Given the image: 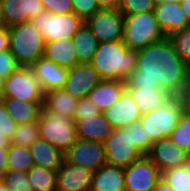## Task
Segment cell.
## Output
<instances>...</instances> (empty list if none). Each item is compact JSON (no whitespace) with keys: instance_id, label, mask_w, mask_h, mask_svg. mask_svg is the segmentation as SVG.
<instances>
[{"instance_id":"cell-32","label":"cell","mask_w":190,"mask_h":191,"mask_svg":"<svg viewBox=\"0 0 190 191\" xmlns=\"http://www.w3.org/2000/svg\"><path fill=\"white\" fill-rule=\"evenodd\" d=\"M161 179L174 191H190V176L186 165L163 171Z\"/></svg>"},{"instance_id":"cell-8","label":"cell","mask_w":190,"mask_h":191,"mask_svg":"<svg viewBox=\"0 0 190 191\" xmlns=\"http://www.w3.org/2000/svg\"><path fill=\"white\" fill-rule=\"evenodd\" d=\"M107 164L126 168L144 155L134 146L130 126L114 129L103 142Z\"/></svg>"},{"instance_id":"cell-18","label":"cell","mask_w":190,"mask_h":191,"mask_svg":"<svg viewBox=\"0 0 190 191\" xmlns=\"http://www.w3.org/2000/svg\"><path fill=\"white\" fill-rule=\"evenodd\" d=\"M110 125L114 128H123L138 122L142 114L127 90L120 99L104 112Z\"/></svg>"},{"instance_id":"cell-21","label":"cell","mask_w":190,"mask_h":191,"mask_svg":"<svg viewBox=\"0 0 190 191\" xmlns=\"http://www.w3.org/2000/svg\"><path fill=\"white\" fill-rule=\"evenodd\" d=\"M77 138L103 143L114 128L110 125L104 112L94 116L84 117L75 122Z\"/></svg>"},{"instance_id":"cell-4","label":"cell","mask_w":190,"mask_h":191,"mask_svg":"<svg viewBox=\"0 0 190 191\" xmlns=\"http://www.w3.org/2000/svg\"><path fill=\"white\" fill-rule=\"evenodd\" d=\"M123 26L122 41L129 49L139 50L166 37L157 24L154 11L124 16Z\"/></svg>"},{"instance_id":"cell-26","label":"cell","mask_w":190,"mask_h":191,"mask_svg":"<svg viewBox=\"0 0 190 191\" xmlns=\"http://www.w3.org/2000/svg\"><path fill=\"white\" fill-rule=\"evenodd\" d=\"M78 99L63 88L52 89L44 93L43 108L50 113H57L72 118Z\"/></svg>"},{"instance_id":"cell-35","label":"cell","mask_w":190,"mask_h":191,"mask_svg":"<svg viewBox=\"0 0 190 191\" xmlns=\"http://www.w3.org/2000/svg\"><path fill=\"white\" fill-rule=\"evenodd\" d=\"M1 177L10 191H33L27 172L7 171Z\"/></svg>"},{"instance_id":"cell-47","label":"cell","mask_w":190,"mask_h":191,"mask_svg":"<svg viewBox=\"0 0 190 191\" xmlns=\"http://www.w3.org/2000/svg\"><path fill=\"white\" fill-rule=\"evenodd\" d=\"M153 191H174L163 179H161Z\"/></svg>"},{"instance_id":"cell-11","label":"cell","mask_w":190,"mask_h":191,"mask_svg":"<svg viewBox=\"0 0 190 191\" xmlns=\"http://www.w3.org/2000/svg\"><path fill=\"white\" fill-rule=\"evenodd\" d=\"M124 173L126 191H153L162 176L147 155L124 168Z\"/></svg>"},{"instance_id":"cell-42","label":"cell","mask_w":190,"mask_h":191,"mask_svg":"<svg viewBox=\"0 0 190 191\" xmlns=\"http://www.w3.org/2000/svg\"><path fill=\"white\" fill-rule=\"evenodd\" d=\"M45 11L52 14H65L74 12L71 0H41Z\"/></svg>"},{"instance_id":"cell-48","label":"cell","mask_w":190,"mask_h":191,"mask_svg":"<svg viewBox=\"0 0 190 191\" xmlns=\"http://www.w3.org/2000/svg\"><path fill=\"white\" fill-rule=\"evenodd\" d=\"M181 5L184 11V14L187 17L188 23L190 24V0H181Z\"/></svg>"},{"instance_id":"cell-24","label":"cell","mask_w":190,"mask_h":191,"mask_svg":"<svg viewBox=\"0 0 190 191\" xmlns=\"http://www.w3.org/2000/svg\"><path fill=\"white\" fill-rule=\"evenodd\" d=\"M126 90L137 104L142 115L164 105L173 97L167 90L159 88L126 87Z\"/></svg>"},{"instance_id":"cell-30","label":"cell","mask_w":190,"mask_h":191,"mask_svg":"<svg viewBox=\"0 0 190 191\" xmlns=\"http://www.w3.org/2000/svg\"><path fill=\"white\" fill-rule=\"evenodd\" d=\"M34 165L29 147L14 144L8 147V171L27 172Z\"/></svg>"},{"instance_id":"cell-34","label":"cell","mask_w":190,"mask_h":191,"mask_svg":"<svg viewBox=\"0 0 190 191\" xmlns=\"http://www.w3.org/2000/svg\"><path fill=\"white\" fill-rule=\"evenodd\" d=\"M173 143L185 150H190V116L183 111L179 118L178 126L170 135Z\"/></svg>"},{"instance_id":"cell-50","label":"cell","mask_w":190,"mask_h":191,"mask_svg":"<svg viewBox=\"0 0 190 191\" xmlns=\"http://www.w3.org/2000/svg\"><path fill=\"white\" fill-rule=\"evenodd\" d=\"M4 81H5V78H3V77L0 75V100L2 99V95H3V85H4Z\"/></svg>"},{"instance_id":"cell-38","label":"cell","mask_w":190,"mask_h":191,"mask_svg":"<svg viewBox=\"0 0 190 191\" xmlns=\"http://www.w3.org/2000/svg\"><path fill=\"white\" fill-rule=\"evenodd\" d=\"M71 3L74 13L84 21L101 9L96 0H71Z\"/></svg>"},{"instance_id":"cell-46","label":"cell","mask_w":190,"mask_h":191,"mask_svg":"<svg viewBox=\"0 0 190 191\" xmlns=\"http://www.w3.org/2000/svg\"><path fill=\"white\" fill-rule=\"evenodd\" d=\"M101 9L119 10L121 0H96Z\"/></svg>"},{"instance_id":"cell-40","label":"cell","mask_w":190,"mask_h":191,"mask_svg":"<svg viewBox=\"0 0 190 191\" xmlns=\"http://www.w3.org/2000/svg\"><path fill=\"white\" fill-rule=\"evenodd\" d=\"M16 126L17 123L8 114L4 103L0 100V136H5L11 141Z\"/></svg>"},{"instance_id":"cell-12","label":"cell","mask_w":190,"mask_h":191,"mask_svg":"<svg viewBox=\"0 0 190 191\" xmlns=\"http://www.w3.org/2000/svg\"><path fill=\"white\" fill-rule=\"evenodd\" d=\"M64 161L93 171L107 164L103 143L81 139L64 153Z\"/></svg>"},{"instance_id":"cell-41","label":"cell","mask_w":190,"mask_h":191,"mask_svg":"<svg viewBox=\"0 0 190 191\" xmlns=\"http://www.w3.org/2000/svg\"><path fill=\"white\" fill-rule=\"evenodd\" d=\"M101 111L92 103L89 97H84L77 102L73 121L84 119V117L94 116L99 114Z\"/></svg>"},{"instance_id":"cell-49","label":"cell","mask_w":190,"mask_h":191,"mask_svg":"<svg viewBox=\"0 0 190 191\" xmlns=\"http://www.w3.org/2000/svg\"><path fill=\"white\" fill-rule=\"evenodd\" d=\"M11 145V141L5 136H0V147H9Z\"/></svg>"},{"instance_id":"cell-5","label":"cell","mask_w":190,"mask_h":191,"mask_svg":"<svg viewBox=\"0 0 190 191\" xmlns=\"http://www.w3.org/2000/svg\"><path fill=\"white\" fill-rule=\"evenodd\" d=\"M183 113V104L180 96H173L164 105L143 114L140 118L146 136L154 143L165 137H170L178 126L179 118Z\"/></svg>"},{"instance_id":"cell-31","label":"cell","mask_w":190,"mask_h":191,"mask_svg":"<svg viewBox=\"0 0 190 191\" xmlns=\"http://www.w3.org/2000/svg\"><path fill=\"white\" fill-rule=\"evenodd\" d=\"M40 139L39 122L19 123L16 126L11 144L30 147Z\"/></svg>"},{"instance_id":"cell-25","label":"cell","mask_w":190,"mask_h":191,"mask_svg":"<svg viewBox=\"0 0 190 191\" xmlns=\"http://www.w3.org/2000/svg\"><path fill=\"white\" fill-rule=\"evenodd\" d=\"M1 101L17 124L39 121L43 101H23L14 98H2Z\"/></svg>"},{"instance_id":"cell-7","label":"cell","mask_w":190,"mask_h":191,"mask_svg":"<svg viewBox=\"0 0 190 191\" xmlns=\"http://www.w3.org/2000/svg\"><path fill=\"white\" fill-rule=\"evenodd\" d=\"M30 21L43 34L45 42L73 38L74 34L85 23L74 12L52 14L48 11L42 12Z\"/></svg>"},{"instance_id":"cell-16","label":"cell","mask_w":190,"mask_h":191,"mask_svg":"<svg viewBox=\"0 0 190 191\" xmlns=\"http://www.w3.org/2000/svg\"><path fill=\"white\" fill-rule=\"evenodd\" d=\"M5 26L29 22L45 11L41 0H1Z\"/></svg>"},{"instance_id":"cell-54","label":"cell","mask_w":190,"mask_h":191,"mask_svg":"<svg viewBox=\"0 0 190 191\" xmlns=\"http://www.w3.org/2000/svg\"><path fill=\"white\" fill-rule=\"evenodd\" d=\"M188 172H189V176H190V161H188V163L186 164Z\"/></svg>"},{"instance_id":"cell-37","label":"cell","mask_w":190,"mask_h":191,"mask_svg":"<svg viewBox=\"0 0 190 191\" xmlns=\"http://www.w3.org/2000/svg\"><path fill=\"white\" fill-rule=\"evenodd\" d=\"M130 127L132 129L134 146H136L143 155H147L153 142L150 140V137L146 136L144 126H142L141 122L138 121L131 124Z\"/></svg>"},{"instance_id":"cell-15","label":"cell","mask_w":190,"mask_h":191,"mask_svg":"<svg viewBox=\"0 0 190 191\" xmlns=\"http://www.w3.org/2000/svg\"><path fill=\"white\" fill-rule=\"evenodd\" d=\"M94 171L63 161L57 171L56 191H90Z\"/></svg>"},{"instance_id":"cell-6","label":"cell","mask_w":190,"mask_h":191,"mask_svg":"<svg viewBox=\"0 0 190 191\" xmlns=\"http://www.w3.org/2000/svg\"><path fill=\"white\" fill-rule=\"evenodd\" d=\"M38 122L40 139L63 153L78 140L76 125L72 118L50 113L43 108Z\"/></svg>"},{"instance_id":"cell-44","label":"cell","mask_w":190,"mask_h":191,"mask_svg":"<svg viewBox=\"0 0 190 191\" xmlns=\"http://www.w3.org/2000/svg\"><path fill=\"white\" fill-rule=\"evenodd\" d=\"M9 50V29L7 26H0V51Z\"/></svg>"},{"instance_id":"cell-29","label":"cell","mask_w":190,"mask_h":191,"mask_svg":"<svg viewBox=\"0 0 190 191\" xmlns=\"http://www.w3.org/2000/svg\"><path fill=\"white\" fill-rule=\"evenodd\" d=\"M27 176L33 191H56L57 171L34 165Z\"/></svg>"},{"instance_id":"cell-13","label":"cell","mask_w":190,"mask_h":191,"mask_svg":"<svg viewBox=\"0 0 190 191\" xmlns=\"http://www.w3.org/2000/svg\"><path fill=\"white\" fill-rule=\"evenodd\" d=\"M101 80L97 70L90 62L79 63L69 69L63 89L80 100L88 96Z\"/></svg>"},{"instance_id":"cell-28","label":"cell","mask_w":190,"mask_h":191,"mask_svg":"<svg viewBox=\"0 0 190 191\" xmlns=\"http://www.w3.org/2000/svg\"><path fill=\"white\" fill-rule=\"evenodd\" d=\"M72 39L76 49L78 62H90L99 44L95 36L92 34V31L84 23L74 34Z\"/></svg>"},{"instance_id":"cell-9","label":"cell","mask_w":190,"mask_h":191,"mask_svg":"<svg viewBox=\"0 0 190 191\" xmlns=\"http://www.w3.org/2000/svg\"><path fill=\"white\" fill-rule=\"evenodd\" d=\"M2 98L44 101V92L30 66H21L5 79Z\"/></svg>"},{"instance_id":"cell-36","label":"cell","mask_w":190,"mask_h":191,"mask_svg":"<svg viewBox=\"0 0 190 191\" xmlns=\"http://www.w3.org/2000/svg\"><path fill=\"white\" fill-rule=\"evenodd\" d=\"M155 0H121L120 11L123 16L154 11Z\"/></svg>"},{"instance_id":"cell-45","label":"cell","mask_w":190,"mask_h":191,"mask_svg":"<svg viewBox=\"0 0 190 191\" xmlns=\"http://www.w3.org/2000/svg\"><path fill=\"white\" fill-rule=\"evenodd\" d=\"M8 171V147H0V175Z\"/></svg>"},{"instance_id":"cell-20","label":"cell","mask_w":190,"mask_h":191,"mask_svg":"<svg viewBox=\"0 0 190 191\" xmlns=\"http://www.w3.org/2000/svg\"><path fill=\"white\" fill-rule=\"evenodd\" d=\"M125 90V80H101L87 97L101 112H105L120 99Z\"/></svg>"},{"instance_id":"cell-52","label":"cell","mask_w":190,"mask_h":191,"mask_svg":"<svg viewBox=\"0 0 190 191\" xmlns=\"http://www.w3.org/2000/svg\"><path fill=\"white\" fill-rule=\"evenodd\" d=\"M0 191H10V189L5 186L2 177L0 178Z\"/></svg>"},{"instance_id":"cell-2","label":"cell","mask_w":190,"mask_h":191,"mask_svg":"<svg viewBox=\"0 0 190 191\" xmlns=\"http://www.w3.org/2000/svg\"><path fill=\"white\" fill-rule=\"evenodd\" d=\"M137 50L124 42L99 43L90 61L102 80H126L136 70Z\"/></svg>"},{"instance_id":"cell-3","label":"cell","mask_w":190,"mask_h":191,"mask_svg":"<svg viewBox=\"0 0 190 191\" xmlns=\"http://www.w3.org/2000/svg\"><path fill=\"white\" fill-rule=\"evenodd\" d=\"M9 29V50L22 66H31L44 55L45 40L35 25L16 24Z\"/></svg>"},{"instance_id":"cell-17","label":"cell","mask_w":190,"mask_h":191,"mask_svg":"<svg viewBox=\"0 0 190 191\" xmlns=\"http://www.w3.org/2000/svg\"><path fill=\"white\" fill-rule=\"evenodd\" d=\"M154 16L159 28L166 37L190 25L184 14L181 3H156Z\"/></svg>"},{"instance_id":"cell-19","label":"cell","mask_w":190,"mask_h":191,"mask_svg":"<svg viewBox=\"0 0 190 191\" xmlns=\"http://www.w3.org/2000/svg\"><path fill=\"white\" fill-rule=\"evenodd\" d=\"M30 67L44 93L52 89L63 88L68 77L69 69L60 67L44 57L38 59Z\"/></svg>"},{"instance_id":"cell-23","label":"cell","mask_w":190,"mask_h":191,"mask_svg":"<svg viewBox=\"0 0 190 191\" xmlns=\"http://www.w3.org/2000/svg\"><path fill=\"white\" fill-rule=\"evenodd\" d=\"M43 57L67 69L79 64L72 38L45 42Z\"/></svg>"},{"instance_id":"cell-27","label":"cell","mask_w":190,"mask_h":191,"mask_svg":"<svg viewBox=\"0 0 190 191\" xmlns=\"http://www.w3.org/2000/svg\"><path fill=\"white\" fill-rule=\"evenodd\" d=\"M29 148L35 165L52 171H58L62 166L64 153L46 141L39 139Z\"/></svg>"},{"instance_id":"cell-10","label":"cell","mask_w":190,"mask_h":191,"mask_svg":"<svg viewBox=\"0 0 190 191\" xmlns=\"http://www.w3.org/2000/svg\"><path fill=\"white\" fill-rule=\"evenodd\" d=\"M98 43L121 41L123 39L124 16L120 10L100 9L85 20Z\"/></svg>"},{"instance_id":"cell-33","label":"cell","mask_w":190,"mask_h":191,"mask_svg":"<svg viewBox=\"0 0 190 191\" xmlns=\"http://www.w3.org/2000/svg\"><path fill=\"white\" fill-rule=\"evenodd\" d=\"M167 38L178 56L190 66V25L170 34Z\"/></svg>"},{"instance_id":"cell-55","label":"cell","mask_w":190,"mask_h":191,"mask_svg":"<svg viewBox=\"0 0 190 191\" xmlns=\"http://www.w3.org/2000/svg\"><path fill=\"white\" fill-rule=\"evenodd\" d=\"M188 155V161H190V150L187 152Z\"/></svg>"},{"instance_id":"cell-53","label":"cell","mask_w":190,"mask_h":191,"mask_svg":"<svg viewBox=\"0 0 190 191\" xmlns=\"http://www.w3.org/2000/svg\"><path fill=\"white\" fill-rule=\"evenodd\" d=\"M156 3L177 2L181 3V0H155Z\"/></svg>"},{"instance_id":"cell-14","label":"cell","mask_w":190,"mask_h":191,"mask_svg":"<svg viewBox=\"0 0 190 191\" xmlns=\"http://www.w3.org/2000/svg\"><path fill=\"white\" fill-rule=\"evenodd\" d=\"M147 157L159 168L161 173L188 163L187 151L177 147L170 137L154 142Z\"/></svg>"},{"instance_id":"cell-43","label":"cell","mask_w":190,"mask_h":191,"mask_svg":"<svg viewBox=\"0 0 190 191\" xmlns=\"http://www.w3.org/2000/svg\"><path fill=\"white\" fill-rule=\"evenodd\" d=\"M180 98L183 104V111L190 116V74Z\"/></svg>"},{"instance_id":"cell-51","label":"cell","mask_w":190,"mask_h":191,"mask_svg":"<svg viewBox=\"0 0 190 191\" xmlns=\"http://www.w3.org/2000/svg\"><path fill=\"white\" fill-rule=\"evenodd\" d=\"M2 25H5V22H4V15L2 12V5H1V0H0V26H2Z\"/></svg>"},{"instance_id":"cell-1","label":"cell","mask_w":190,"mask_h":191,"mask_svg":"<svg viewBox=\"0 0 190 191\" xmlns=\"http://www.w3.org/2000/svg\"><path fill=\"white\" fill-rule=\"evenodd\" d=\"M189 74L190 66L165 37L137 50L136 70L125 81L126 87L165 89L173 96H180Z\"/></svg>"},{"instance_id":"cell-22","label":"cell","mask_w":190,"mask_h":191,"mask_svg":"<svg viewBox=\"0 0 190 191\" xmlns=\"http://www.w3.org/2000/svg\"><path fill=\"white\" fill-rule=\"evenodd\" d=\"M90 191H126L124 168L105 164L95 170Z\"/></svg>"},{"instance_id":"cell-39","label":"cell","mask_w":190,"mask_h":191,"mask_svg":"<svg viewBox=\"0 0 190 191\" xmlns=\"http://www.w3.org/2000/svg\"><path fill=\"white\" fill-rule=\"evenodd\" d=\"M22 65L10 52V50L0 51V75L7 78L11 73L18 70Z\"/></svg>"}]
</instances>
